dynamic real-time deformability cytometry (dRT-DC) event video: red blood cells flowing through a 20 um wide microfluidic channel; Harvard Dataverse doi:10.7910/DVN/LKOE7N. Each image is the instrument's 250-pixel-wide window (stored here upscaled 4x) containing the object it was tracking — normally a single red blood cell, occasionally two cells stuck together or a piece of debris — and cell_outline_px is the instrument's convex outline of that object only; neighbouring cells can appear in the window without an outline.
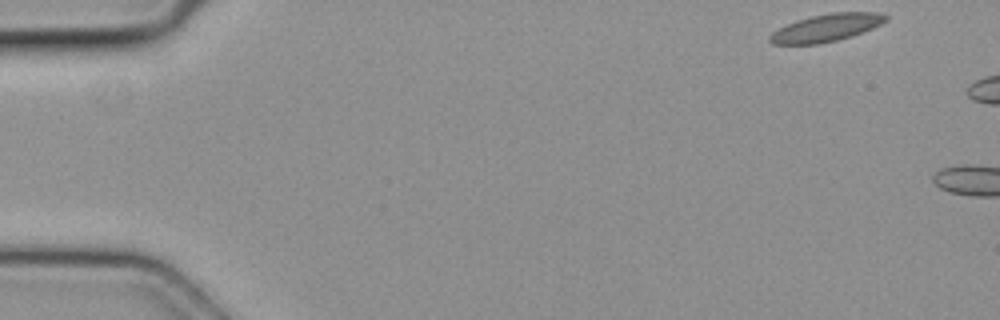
{"species": "common noctule bat (a hibernating species)", "species_latin": "Nyctalus noctula", "temperature_condition": "cold", "stored_images_in_passage": 2, "camera_frame_rate_fps": 3000, "um_per_image_px": 0.085, "animal": {"sex": "female", "body_mass_g": 19.3, "forearm_length_mm": 54.1}, "frame": {"image": 1, "passage_image": 1, "time_ms": 0.0, "image_size_px": [1000, 320], "cell_outline_px": [[888, 20], [864, 32], [852, 36], [820, 44], [772, 44], [768, 40], [768, 36], [772, 32], [796, 20], [812, 16], [832, 12], [880, 12], [888, 16]], "centroid_in_image_um": [70.25, 2.36], "position_along_channel_um": 14.7, "area_um2": 18.61}}